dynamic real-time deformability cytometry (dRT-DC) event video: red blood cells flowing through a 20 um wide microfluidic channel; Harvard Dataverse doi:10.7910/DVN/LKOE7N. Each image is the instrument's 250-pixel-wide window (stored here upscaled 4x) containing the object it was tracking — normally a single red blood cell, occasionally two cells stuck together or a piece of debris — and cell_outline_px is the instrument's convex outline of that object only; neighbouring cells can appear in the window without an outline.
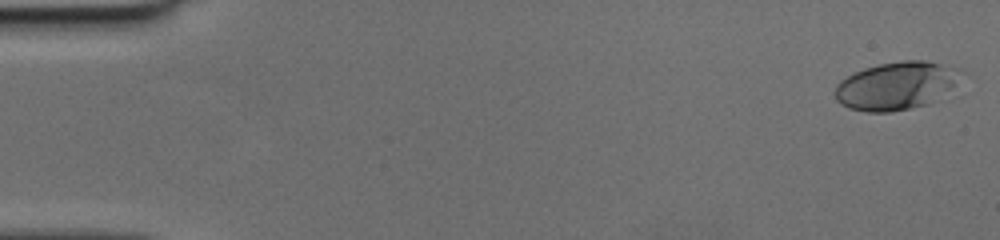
{"species": "human", "species_latin": "Homo sapiens", "temperature_condition": "cold", "stored_images_in_passage": 49, "camera_frame_rate_fps": 3000, "um_per_image_px": 0.085, "donor": {"sex": "female"}, "frame": {"image": 1, "passage_image": 1, "time_ms": 0.0, "image_size_px": [1000, 240], "cell_outline_px": [[952, 92], [948, 96], [928, 104], [912, 108], [892, 112], [868, 112], [848, 108], [840, 104], [836, 100], [832, 92], [836, 84], [840, 80], [864, 68], [880, 64], [900, 60], [924, 60], [936, 64], [952, 76]], "centroid_in_image_um": [75.98, 7.36], "position_along_channel_um": 9.0, "area_um2": 34.28}}
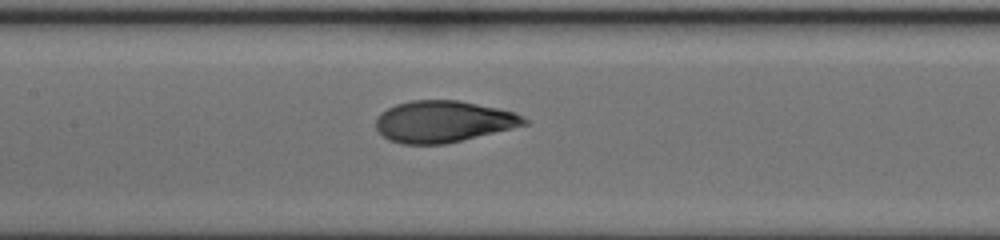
{"frame": {"image": 2, "passage_image": 24, "time_ms": 7.667, "image_size_px": [1000, 240], "cell_outline_px": [[528, 124], [512, 128], [444, 144], [400, 144], [388, 140], [376, 128], [376, 120], [380, 112], [396, 104], [412, 100], [460, 100], [496, 108], [512, 112], [528, 120]], "centroid_in_image_um": [37.63, 10.33], "position_along_channel_um": 169.8, "area_um2": 35.6}}
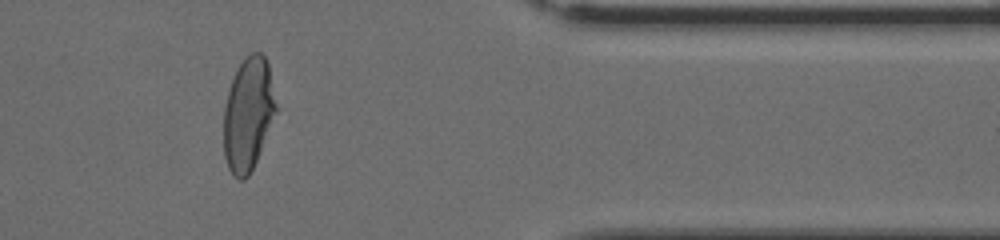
{"frame": {"image": 3, "passage_image": 41, "time_ms": 13.333, "image_size_px": [1000, 240], "cell_outline_px": [[276, 112], [256, 160], [248, 176], [244, 180], [240, 180], [232, 176], [228, 168], [224, 156], [224, 108], [228, 92], [236, 68], [244, 56], [252, 52], [260, 52], [264, 56], [268, 64], [276, 104]], "centroid_in_image_um": [21.07, 9.69], "position_along_channel_um": 390.3, "area_um2": 34.28}}